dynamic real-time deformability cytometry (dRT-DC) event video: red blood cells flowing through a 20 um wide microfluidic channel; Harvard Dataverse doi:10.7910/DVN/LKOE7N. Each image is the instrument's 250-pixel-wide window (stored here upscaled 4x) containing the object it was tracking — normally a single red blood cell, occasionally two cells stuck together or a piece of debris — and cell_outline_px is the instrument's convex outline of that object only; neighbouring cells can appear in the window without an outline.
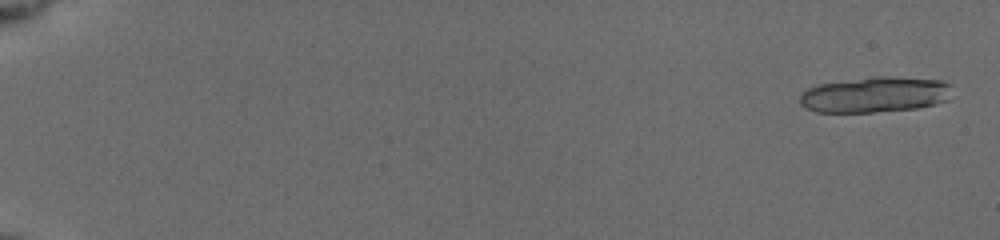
{"species": "common noctule bat (a hibernating species)", "species_latin": "Nyctalus noctula", "temperature_condition": "cold", "stored_images_in_passage": 27, "camera_frame_rate_fps": 3000, "um_per_image_px": 0.085, "animal": {"sex": "female", "body_mass_g": 19.5, "forearm_length_mm": 54.1}, "frame": {"image": 1, "passage_image": 2, "time_ms": 0.333, "image_size_px": [1000, 240], "cell_outline_px": [[952, 84], [948, 100], [936, 104], [916, 108], [872, 112], [816, 112], [800, 104], [800, 92], [808, 88], [820, 84], [876, 76], [892, 76], [944, 80]], "centroid_in_image_um": [74.41, 8.03], "position_along_channel_um": 10.6, "area_um2": 31.73}}